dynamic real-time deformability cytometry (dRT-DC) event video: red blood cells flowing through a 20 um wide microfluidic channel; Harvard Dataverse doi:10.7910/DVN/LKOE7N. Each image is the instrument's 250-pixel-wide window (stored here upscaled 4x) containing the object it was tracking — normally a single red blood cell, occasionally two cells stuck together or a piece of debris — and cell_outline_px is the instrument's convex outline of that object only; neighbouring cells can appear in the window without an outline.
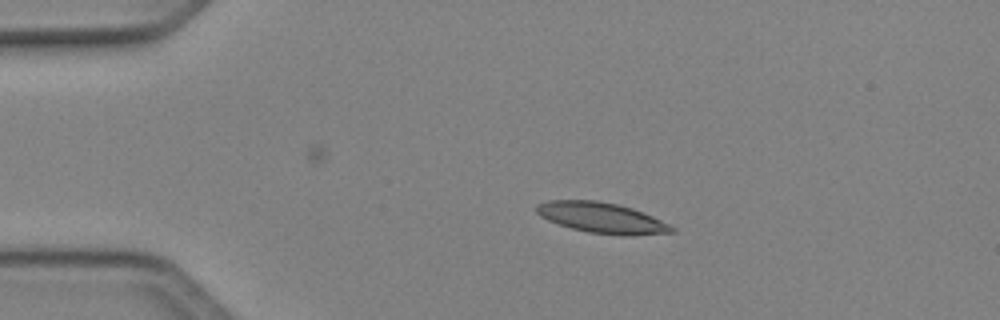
{"species": "Egyptian fruit bat (a non-hibernating species)", "species_latin": "Rousettus aegyptiacus", "temperature_condition": "cold", "stored_images_in_passage": 41, "camera_frame_rate_fps": 3000, "um_per_image_px": 0.085, "animal": {"sex": "female"}, "frame": {"image": 1, "passage_image": 1, "time_ms": 0.0, "image_size_px": [1000, 320], "cell_outline_px": [[676, 232], [588, 232], [572, 228], [548, 220], [540, 216], [536, 212], [536, 204], [548, 200], [596, 200], [620, 204], [632, 208], [652, 216], [676, 228]], "centroid_in_image_um": [51.02, 18.43], "position_along_channel_um": 34.0, "area_um2": 22.83}}
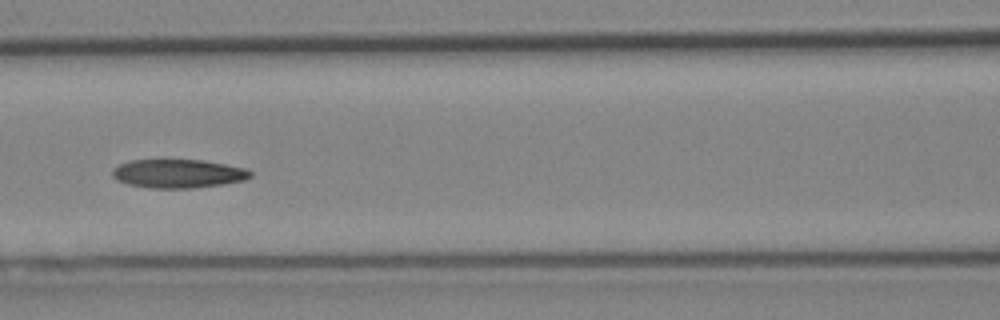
{"frame": {"image": 2, "passage_image": 13, "time_ms": 4.0, "image_size_px": [1000, 320], "cell_outline_px": [[252, 176], [244, 180], [224, 184], [192, 188], [152, 188], [128, 184], [116, 180], [112, 176], [112, 168], [120, 164], [132, 160], [204, 160], [248, 168], [252, 172]], "centroid_in_image_um": [15.16, 14.75], "position_along_channel_um": 151.4, "area_um2": 23.18}}
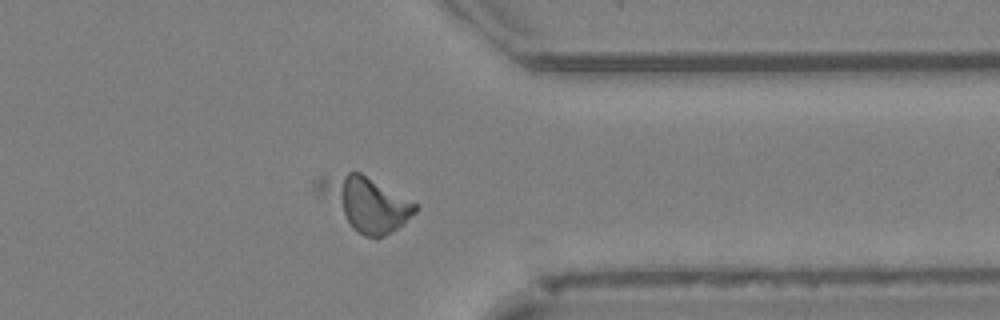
{"frame": {"image": 3, "passage_image": 30, "time_ms": 9.667, "image_size_px": [1000, 320], "cell_outline_px": [[420, 208], [416, 212], [392, 232], [384, 236], [364, 236], [356, 232], [316, 192], [312, 184], [320, 176], [348, 172], [360, 172], [420, 204]], "centroid_in_image_um": [31.06, 17.24], "position_along_channel_um": 380.3, "area_um2": 30.4}}